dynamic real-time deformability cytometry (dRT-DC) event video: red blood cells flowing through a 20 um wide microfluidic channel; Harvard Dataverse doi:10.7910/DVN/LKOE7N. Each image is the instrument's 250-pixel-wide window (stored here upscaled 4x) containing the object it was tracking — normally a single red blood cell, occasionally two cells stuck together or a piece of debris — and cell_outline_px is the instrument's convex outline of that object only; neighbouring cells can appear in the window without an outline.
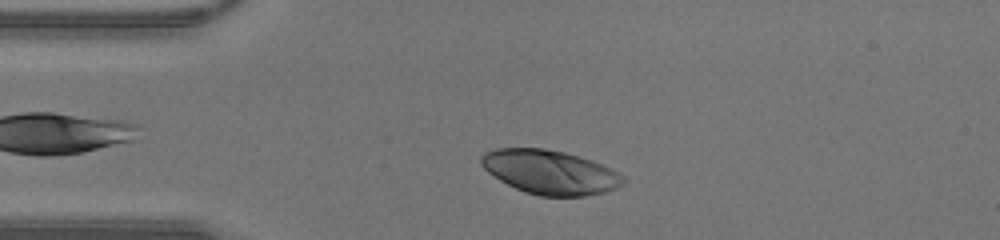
{"species": "human", "species_latin": "Homo sapiens", "temperature_condition": "warm", "stored_images_in_passage": 32, "camera_frame_rate_fps": 3000, "um_per_image_px": 0.085, "donor": {"sex": "male"}, "frame": {"image": 1, "passage_image": 4, "time_ms": 1.0, "image_size_px": [1000, 240], "cell_outline_px": [[628, 180], [624, 184], [616, 188], [604, 192], [584, 196], [540, 196], [524, 192], [500, 180], [488, 172], [480, 164], [480, 156], [484, 152], [496, 148], [544, 148], [564, 152], [592, 160], [612, 168], [624, 176]], "centroid_in_image_um": [46.77, 14.63], "position_along_channel_um": 38.2, "area_um2": 36.7}}
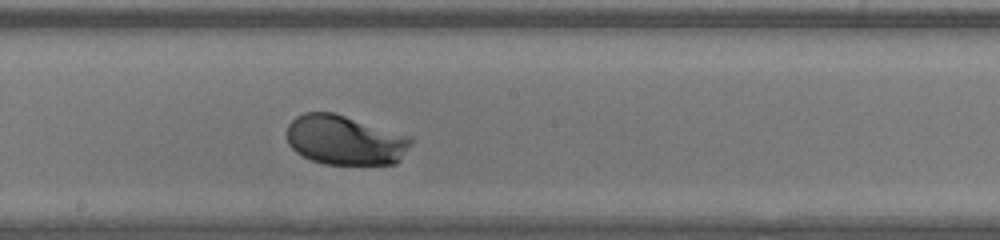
{"frame": {"image": 2, "passage_image": 17, "time_ms": 5.333, "image_size_px": [1000, 240], "cell_outline_px": [[412, 144], [400, 160], [396, 164], [324, 164], [312, 160], [296, 152], [288, 144], [288, 124], [296, 116], [304, 112], [332, 112], [412, 136]], "centroid_in_image_um": [29.35, 11.91], "position_along_channel_um": 218.9, "area_um2": 35.95}}
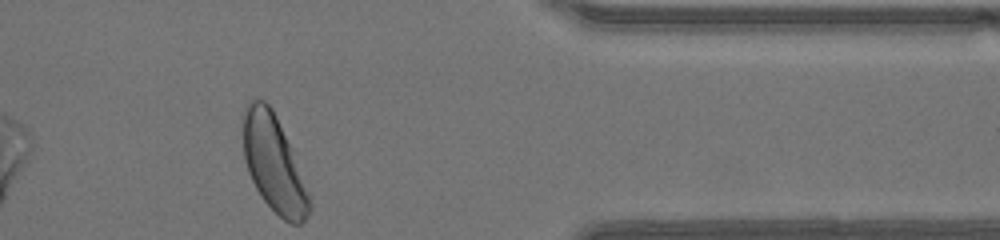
{"frame": {"image": 3, "passage_image": 29, "time_ms": 9.333, "image_size_px": [1000, 240], "cell_outline_px": [[312, 208], [308, 216], [300, 224], [292, 224], [284, 220], [260, 196], [248, 172], [244, 160], [244, 108], [252, 96], [264, 100], [272, 108], [276, 116], [288, 144], [308, 192], [312, 204]], "centroid_in_image_um": [23.25, 13.91], "position_along_channel_um": 388.1, "area_um2": 36.53}}